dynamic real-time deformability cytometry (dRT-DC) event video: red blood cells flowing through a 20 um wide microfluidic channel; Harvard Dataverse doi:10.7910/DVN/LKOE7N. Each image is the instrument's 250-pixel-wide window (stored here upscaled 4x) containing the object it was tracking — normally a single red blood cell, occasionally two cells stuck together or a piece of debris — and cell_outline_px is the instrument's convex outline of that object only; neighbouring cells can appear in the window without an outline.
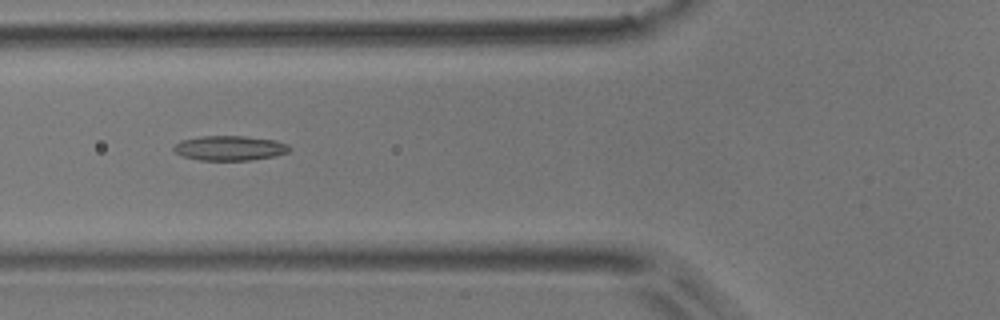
{"species": "common noctule bat (a hibernating species)", "species_latin": "Nyctalus noctula", "temperature_condition": "room temperature", "stored_images_in_passage": 6, "camera_frame_rate_fps": 3000, "um_per_image_px": 0.085, "animal": {"sex": "male", "body_mass_g": 17.9}, "frame": {"image": 1, "passage_image": 4, "time_ms": 4.667, "image_size_px": [1000, 320], "cell_outline_px": [[292, 148], [288, 152], [276, 156], [248, 160], [200, 160], [184, 156], [176, 152], [172, 148], [180, 140], [200, 136], [244, 136], [276, 140], [288, 144]], "centroid_in_image_um": [19.56, 12.58], "position_along_channel_um": 106.2, "area_um2": 16.7}}
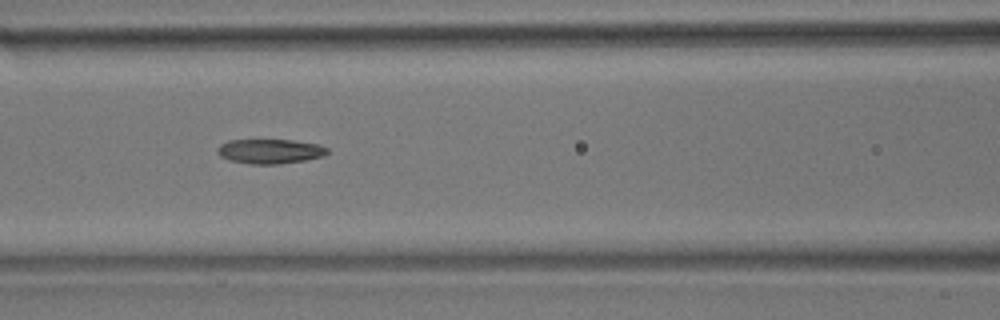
{"frame": {"image": 2, "passage_image": 5, "time_ms": 5.667, "image_size_px": [1000, 320], "cell_outline_px": [[328, 152], [324, 156], [304, 160], [280, 164], [252, 164], [228, 160], [220, 156], [216, 148], [220, 144], [228, 140], [292, 140], [320, 144], [328, 148]], "centroid_in_image_um": [22.95, 12.86], "position_along_channel_um": 143.7, "area_um2": 15.84}}
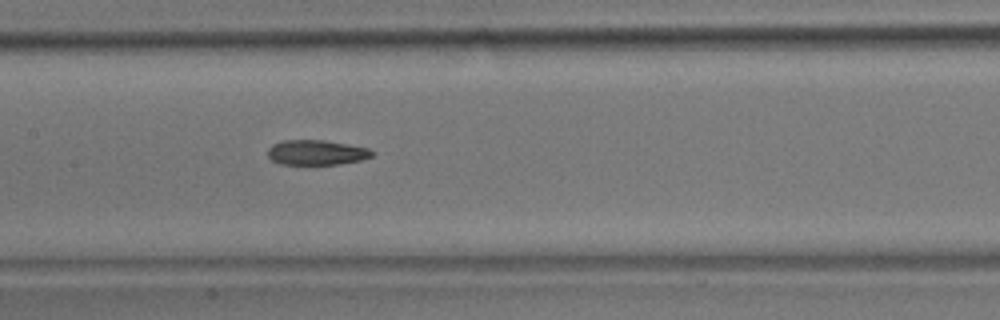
{"frame": {"image": 3, "passage_image": 6, "time_ms": 6.667, "image_size_px": [1000, 320], "cell_outline_px": [[376, 152], [372, 156], [360, 160], [340, 164], [280, 164], [272, 160], [268, 156], [268, 148], [272, 144], [284, 140], [324, 140], [348, 144], [368, 148]], "centroid_in_image_um": [26.9, 12.96], "position_along_channel_um": 180.5, "area_um2": 15.2}}